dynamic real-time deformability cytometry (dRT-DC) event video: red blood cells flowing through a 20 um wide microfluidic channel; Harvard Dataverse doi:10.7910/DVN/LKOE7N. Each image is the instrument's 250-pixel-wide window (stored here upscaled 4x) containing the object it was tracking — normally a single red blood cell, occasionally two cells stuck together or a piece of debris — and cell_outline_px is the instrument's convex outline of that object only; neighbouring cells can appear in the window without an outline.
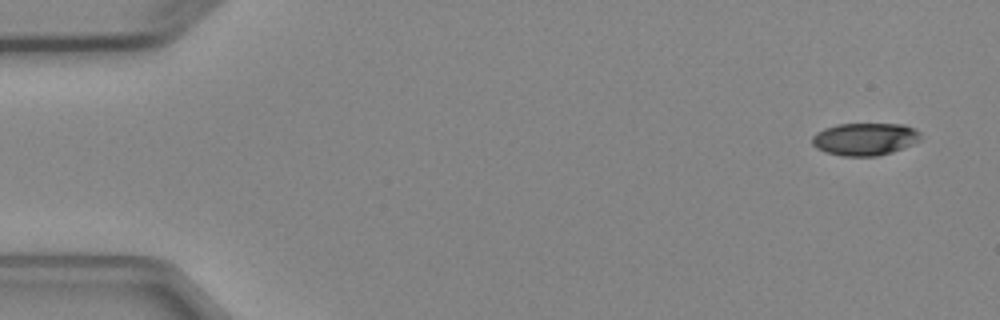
{"species": "Egyptian fruit bat (a non-hibernating species)", "species_latin": "Rousettus aegyptiacus", "temperature_condition": "cold", "stored_images_in_passage": 4, "camera_frame_rate_fps": 3000, "um_per_image_px": 0.085, "animal": {"sex": "female"}, "frame": {"image": 1, "passage_image": 1, "time_ms": 0.0, "image_size_px": [1000, 320], "cell_outline_px": [[920, 140], [912, 144], [892, 152], [876, 156], [840, 156], [824, 152], [816, 148], [812, 144], [812, 136], [816, 132], [824, 128], [836, 124], [904, 124], [916, 128], [920, 132]], "centroid_in_image_um": [73.49, 11.82], "position_along_channel_um": 11.5, "area_um2": 20.75}}
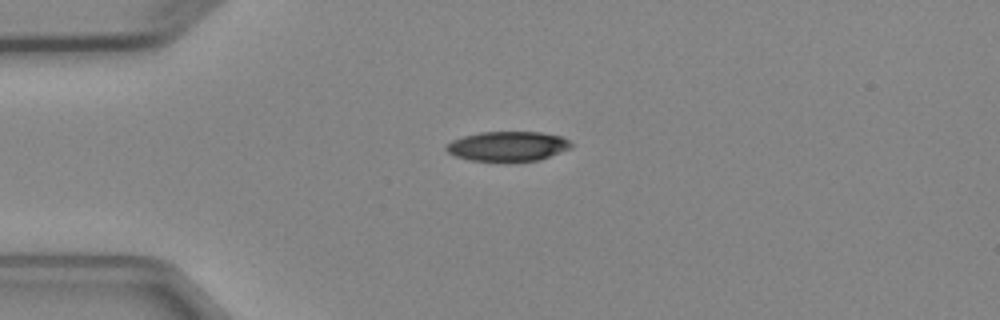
{"frame": {"image": 2, "passage_image": 3, "time_ms": 3.333, "image_size_px": [1000, 320], "cell_outline_px": [[572, 148], [540, 160], [468, 160], [456, 156], [448, 152], [444, 148], [452, 140], [464, 136], [480, 132], [540, 132], [560, 136], [568, 140], [572, 144]], "centroid_in_image_um": [43.17, 12.42], "position_along_channel_um": 41.8, "area_um2": 21.33}}